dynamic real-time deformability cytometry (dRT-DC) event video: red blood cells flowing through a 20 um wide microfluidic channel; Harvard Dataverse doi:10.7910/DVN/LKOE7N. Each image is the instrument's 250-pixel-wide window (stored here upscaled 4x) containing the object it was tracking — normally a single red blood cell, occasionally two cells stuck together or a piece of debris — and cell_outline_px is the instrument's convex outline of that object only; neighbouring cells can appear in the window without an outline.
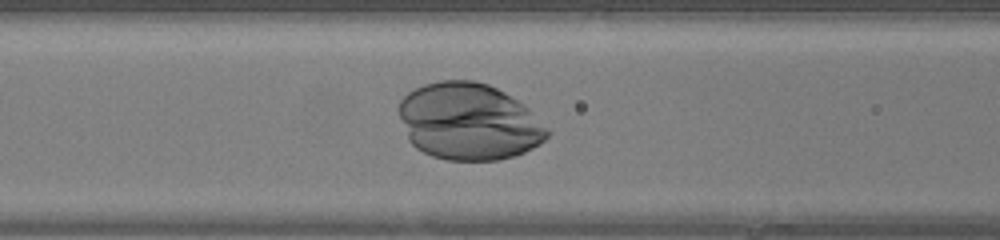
{"species": "human", "species_latin": "Homo sapiens", "temperature_condition": "warm", "stored_images_in_passage": 35, "camera_frame_rate_fps": 3000, "um_per_image_px": 0.085, "donor": {"sex": "female"}, "frame": {"image": 1, "passage_image": 18, "time_ms": 5.667, "image_size_px": [1000, 240], "cell_outline_px": [[552, 132], [540, 144], [516, 156], [500, 160], [448, 160], [432, 156], [416, 148], [408, 140], [396, 108], [400, 100], [408, 92], [424, 84], [440, 80], [472, 80], [488, 84], [504, 92], [524, 104]], "centroid_in_image_um": [39.84, 10.34], "position_along_channel_um": 126.8, "area_um2": 66.87}}